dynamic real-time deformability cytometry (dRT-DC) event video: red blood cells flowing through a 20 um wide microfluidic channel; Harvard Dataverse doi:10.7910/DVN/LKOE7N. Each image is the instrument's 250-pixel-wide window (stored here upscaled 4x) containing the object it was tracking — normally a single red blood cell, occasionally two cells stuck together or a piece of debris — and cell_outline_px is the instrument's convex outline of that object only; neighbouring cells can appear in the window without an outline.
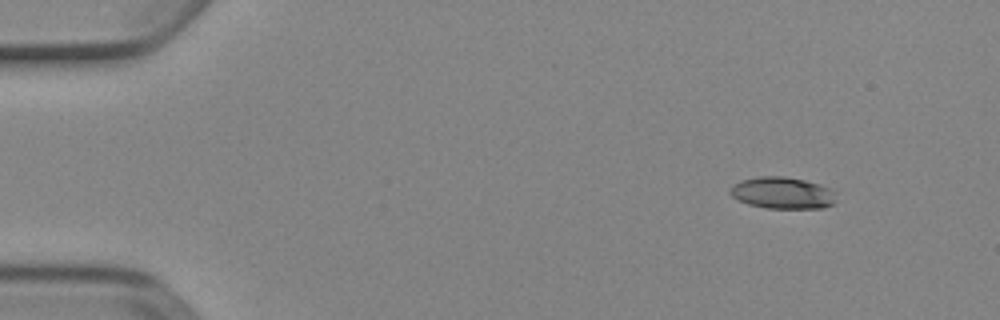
{"species": "Egyptian fruit bat (a non-hibernating species)", "species_latin": "Rousettus aegyptiacus", "temperature_condition": "cold", "stored_images_in_passage": 4, "camera_frame_rate_fps": 3000, "um_per_image_px": 0.085, "animal": {"sex": "female"}, "frame": {"image": 1, "passage_image": 1, "time_ms": 0.0, "image_size_px": [1000, 320], "cell_outline_px": [[836, 200], [832, 204], [824, 208], [764, 208], [748, 204], [732, 196], [728, 192], [728, 188], [732, 184], [740, 180], [760, 176], [784, 176], [804, 180], [820, 184], [832, 188], [836, 192]], "centroid_in_image_um": [66.51, 16.39], "position_along_channel_um": 18.5, "area_um2": 19.94}}
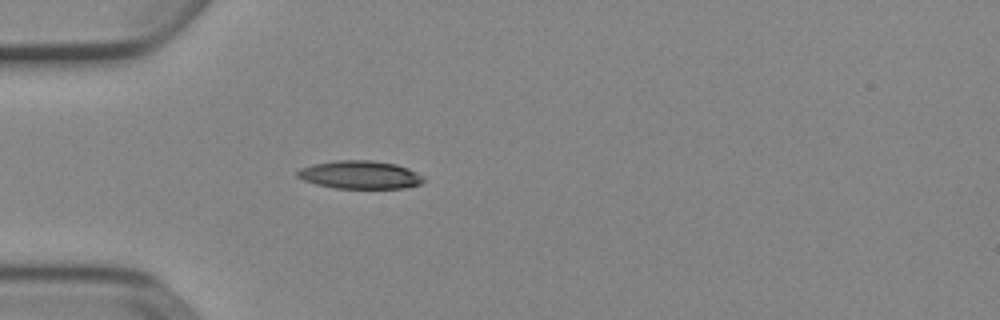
{"frame": {"image": 2, "passage_image": 4, "time_ms": 1.0, "image_size_px": [1000, 320], "cell_outline_px": [[424, 180], [420, 184], [404, 188], [336, 188], [316, 184], [304, 180], [296, 176], [296, 172], [300, 168], [312, 164], [336, 160], [372, 160], [396, 164], [408, 168], [424, 176]], "centroid_in_image_um": [30.59, 14.85], "position_along_channel_um": 54.4, "area_um2": 20.69}}